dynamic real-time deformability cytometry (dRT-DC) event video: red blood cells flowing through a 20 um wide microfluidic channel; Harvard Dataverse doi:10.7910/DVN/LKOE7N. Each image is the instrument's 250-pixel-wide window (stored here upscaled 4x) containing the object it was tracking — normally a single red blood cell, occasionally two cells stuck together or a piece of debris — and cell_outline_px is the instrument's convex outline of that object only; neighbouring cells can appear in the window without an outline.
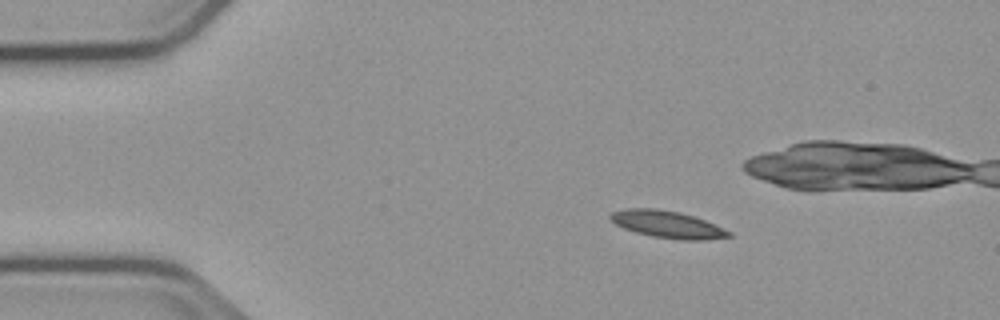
{"species": "common noctule bat (a hibernating species)", "species_latin": "Nyctalus noctula", "temperature_condition": "cold", "stored_images_in_passage": 47, "camera_frame_rate_fps": 3000, "um_per_image_px": 0.085, "animal": {"sex": "male", "body_mass_g": 23.1, "forearm_length_mm": 52.7}, "frame": {"image": 1, "passage_image": 1, "time_ms": 0.0, "image_size_px": [1000, 320], "cell_outline_px": [[732, 236], [700, 240], [680, 240], [652, 236], [636, 232], [624, 228], [616, 224], [608, 216], [612, 212], [624, 208], [656, 208], [680, 212], [704, 220], [732, 232]], "centroid_in_image_um": [56.71, 19.06], "position_along_channel_um": 28.3, "area_um2": 18.55}}
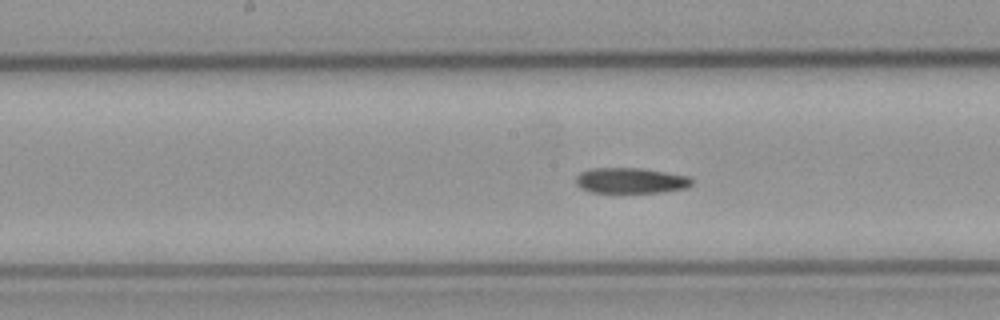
{"frame": {"image": 2, "passage_image": 19, "time_ms": 6.0, "image_size_px": [1000, 320], "cell_outline_px": [[692, 184], [688, 188], [660, 192], [616, 196], [592, 192], [580, 188], [576, 184], [576, 176], [580, 172], [592, 168], [640, 168], [688, 176], [692, 180]], "centroid_in_image_um": [53.56, 15.4], "position_along_channel_um": 194.6, "area_um2": 18.15}}
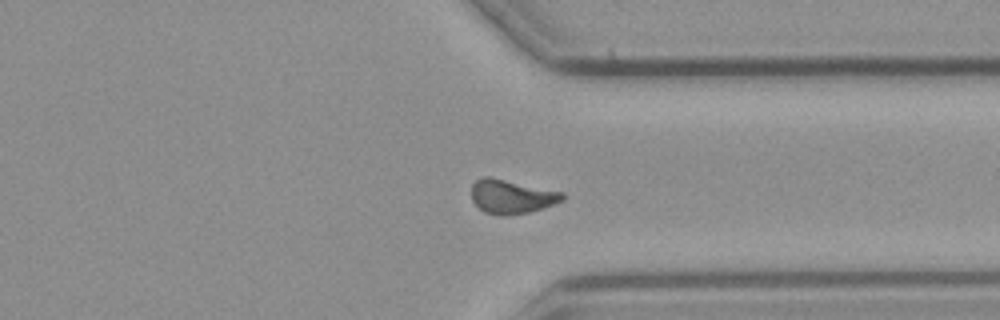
{"frame": {"image": 3, "passage_image": 33, "time_ms": 10.667, "image_size_px": [1000, 320], "cell_outline_px": [[564, 200], [528, 212], [504, 216], [484, 212], [472, 200], [472, 184], [480, 176], [492, 176], [564, 192]], "centroid_in_image_um": [43.46, 16.68], "position_along_channel_um": 367.9, "area_um2": 18.09}, "authors_computed_cell_mechanics": {"area_um2": 17.6868, "velocity_mm_per_s": 3.7389, "shape_relaxation_time_tau1_ms": null, "shape_relaxation_time_tau2_ms": 7.8348, "deformation_change_tau1": null, "deformation_change_tau2": 0.1274}}